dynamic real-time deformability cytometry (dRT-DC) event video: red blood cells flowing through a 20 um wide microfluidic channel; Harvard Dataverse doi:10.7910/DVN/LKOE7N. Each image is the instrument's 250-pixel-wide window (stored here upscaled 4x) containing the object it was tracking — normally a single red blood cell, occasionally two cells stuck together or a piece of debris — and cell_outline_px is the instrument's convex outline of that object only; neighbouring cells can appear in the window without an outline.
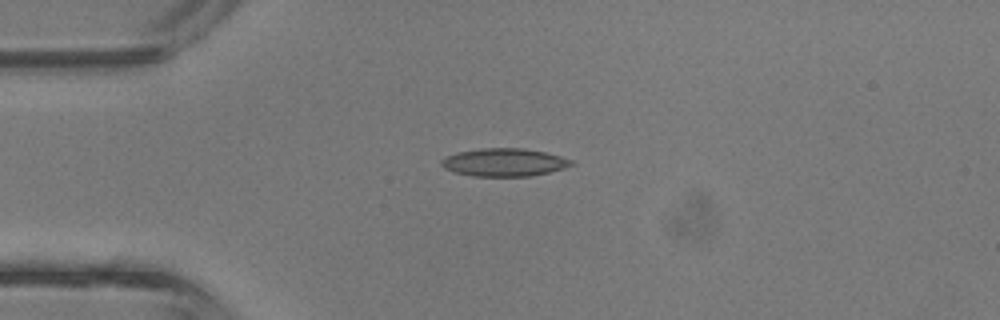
{"species": "common noctule bat (a hibernating species)", "species_latin": "Nyctalus noctula", "temperature_condition": "room temperature", "stored_images_in_passage": 4, "camera_frame_rate_fps": 3000, "um_per_image_px": 0.085, "animal": {"sex": "male", "body_mass_g": 13.3}, "frame": {"image": 1, "passage_image": 4, "time_ms": 1.0, "image_size_px": [1000, 320], "cell_outline_px": [[576, 164], [564, 168], [548, 172], [528, 176], [472, 176], [452, 172], [444, 168], [440, 164], [440, 160], [456, 152], [480, 148], [520, 148], [544, 152], [560, 156], [572, 160]], "centroid_in_image_um": [42.82, 13.8], "position_along_channel_um": 42.2, "area_um2": 21.15}}